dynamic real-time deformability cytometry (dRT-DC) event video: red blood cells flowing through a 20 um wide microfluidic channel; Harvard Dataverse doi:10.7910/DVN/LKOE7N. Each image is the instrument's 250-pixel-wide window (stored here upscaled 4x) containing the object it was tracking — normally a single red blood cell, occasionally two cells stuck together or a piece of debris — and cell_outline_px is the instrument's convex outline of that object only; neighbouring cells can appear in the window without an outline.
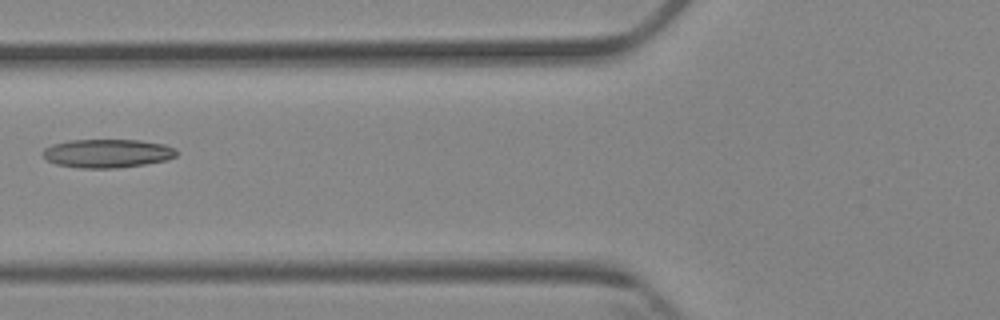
{"species": "Egyptian fruit bat (a non-hibernating species)", "species_latin": "Rousettus aegyptiacus", "temperature_condition": "cold", "stored_images_in_passage": 6, "camera_frame_rate_fps": 3000, "um_per_image_px": 0.085, "animal": {"sex": "female"}, "frame": {"image": 1, "passage_image": 5, "time_ms": 5.333, "image_size_px": [1000, 320], "cell_outline_px": [[176, 156], [164, 160], [144, 164], [116, 168], [80, 168], [56, 164], [48, 160], [40, 152], [44, 148], [52, 144], [68, 140], [140, 140], [164, 144], [176, 148]], "centroid_in_image_um": [9.09, 13.03], "position_along_channel_um": 116.7, "area_um2": 22.25}}
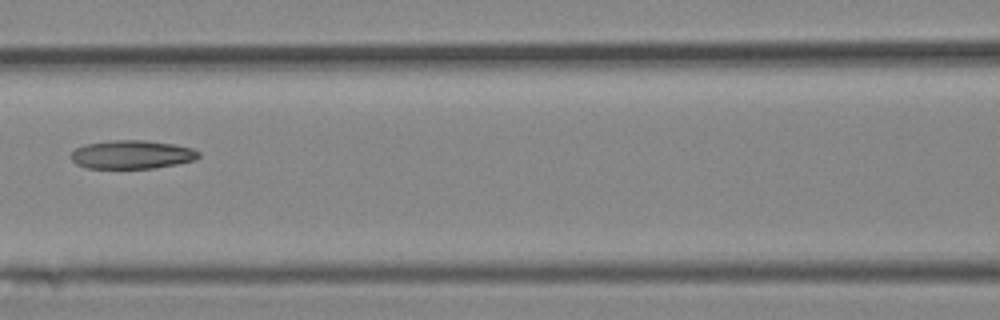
{"frame": {"image": 2, "passage_image": 6, "time_ms": 6.333, "image_size_px": [1000, 320], "cell_outline_px": [[200, 156], [196, 160], [156, 168], [88, 168], [76, 164], [72, 160], [72, 152], [76, 148], [84, 144], [112, 140], [144, 140], [172, 144], [192, 148], [200, 152]], "centroid_in_image_um": [11.23, 13.14], "position_along_channel_um": 155.4, "area_um2": 21.21}}